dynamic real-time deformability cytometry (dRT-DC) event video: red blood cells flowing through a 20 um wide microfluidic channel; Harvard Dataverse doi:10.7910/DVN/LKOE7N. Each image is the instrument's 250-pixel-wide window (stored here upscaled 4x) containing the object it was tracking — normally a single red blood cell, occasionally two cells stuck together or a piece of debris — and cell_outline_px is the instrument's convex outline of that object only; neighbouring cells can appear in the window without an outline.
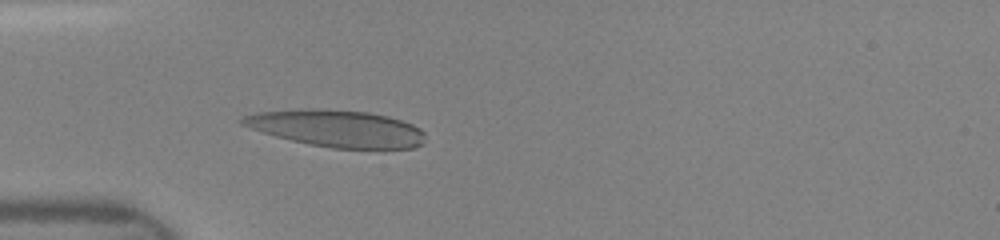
{"species": "human", "species_latin": "Homo sapiens", "temperature_condition": "room temperature", "stored_images_in_passage": 39, "camera_frame_rate_fps": 3000, "um_per_image_px": 0.085, "donor": {"sex": "female"}, "frame": {"image": 1, "passage_image": 14, "time_ms": 4.333, "image_size_px": [1000, 240], "cell_outline_px": [[424, 144], [412, 148], [332, 148], [308, 144], [276, 136], [240, 124], [240, 120], [244, 116], [256, 112], [300, 108], [324, 108], [368, 112], [388, 116], [412, 124], [420, 128], [424, 132]], "centroid_in_image_um": [28.63, 10.9], "position_along_channel_um": 56.4, "area_um2": 39.42}}
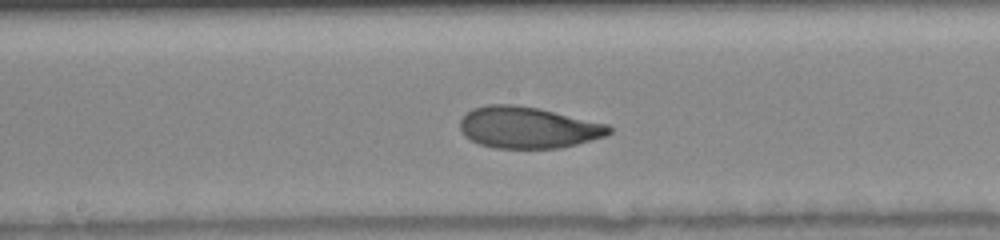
{"frame": {"image": 2, "passage_image": 25, "time_ms": 8.0, "image_size_px": [1000, 240], "cell_outline_px": [[612, 132], [604, 136], [576, 144], [560, 148], [496, 148], [480, 144], [464, 136], [460, 128], [460, 120], [472, 108], [488, 104], [512, 104], [536, 108], [608, 124], [612, 128]], "centroid_in_image_um": [44.86, 10.84], "position_along_channel_um": 203.3, "area_um2": 35.72}}
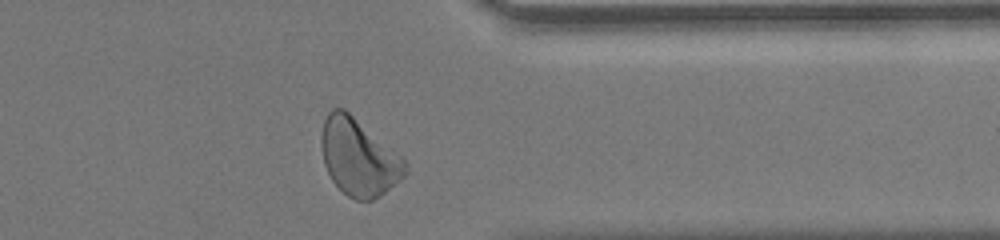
{"frame": {"image": 3, "passage_image": 38, "time_ms": 12.333, "image_size_px": [1000, 240], "cell_outline_px": [[408, 172], [400, 180], [384, 192], [372, 200], [356, 200], [348, 196], [332, 180], [324, 164], [320, 144], [320, 140], [324, 120], [328, 112], [332, 108], [344, 108], [404, 156], [408, 164]], "centroid_in_image_um": [30.51, 13.34], "position_along_channel_um": 380.9, "area_um2": 37.86}}